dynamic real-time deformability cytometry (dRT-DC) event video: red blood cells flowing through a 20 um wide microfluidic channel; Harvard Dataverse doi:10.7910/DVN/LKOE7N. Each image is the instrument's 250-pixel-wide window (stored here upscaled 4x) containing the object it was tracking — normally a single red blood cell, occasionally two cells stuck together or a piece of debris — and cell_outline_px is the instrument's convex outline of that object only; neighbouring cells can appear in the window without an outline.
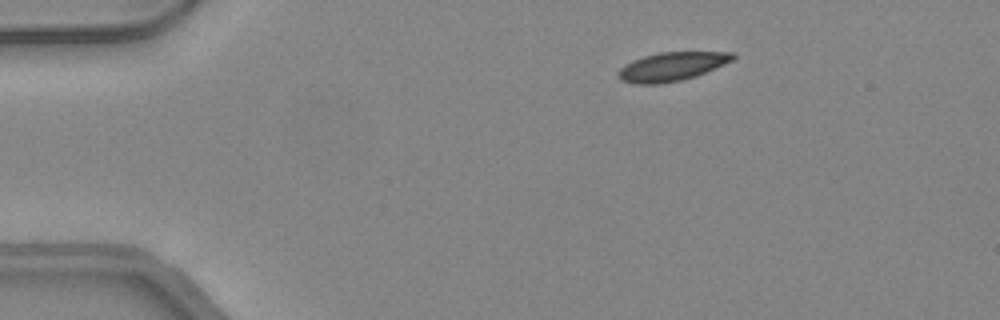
{"species": "common noctule bat (a hibernating species)", "species_latin": "Nyctalus noctula", "temperature_condition": "warm", "stored_images_in_passage": 41, "camera_frame_rate_fps": 3000, "um_per_image_px": 0.085, "animal": {"sex": "female", "body_mass_g": 24.6, "forearm_length_mm": 56.2}, "frame": {"image": 1, "passage_image": 1, "time_ms": 0.0, "image_size_px": [1000, 320], "cell_outline_px": [[736, 56], [732, 60], [724, 64], [696, 76], [680, 80], [660, 84], [636, 84], [620, 80], [616, 76], [616, 72], [624, 64], [632, 60], [644, 56], [660, 52], [736, 52]], "centroid_in_image_um": [57.05, 5.66], "position_along_channel_um": 27.9, "area_um2": 19.25}}
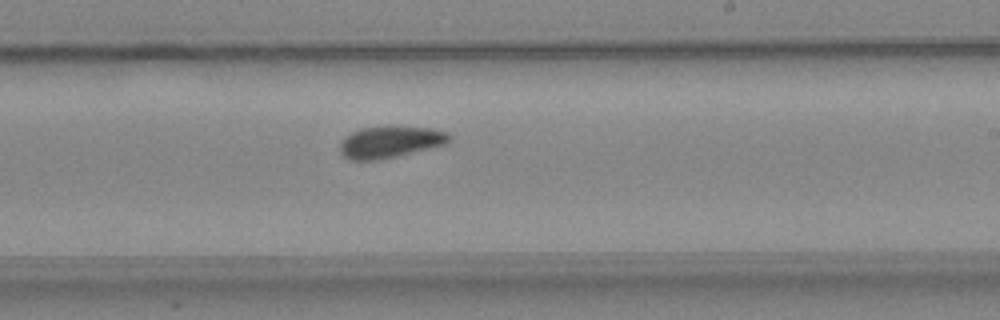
{"frame": {"image": 2, "passage_image": 22, "time_ms": 7.0, "image_size_px": [1000, 320], "cell_outline_px": [[452, 140], [448, 144], [396, 156], [376, 160], [352, 160], [344, 156], [340, 152], [340, 140], [352, 132], [360, 128], [388, 124], [396, 124], [432, 128], [448, 132], [452, 136]], "centroid_in_image_um": [33.21, 12.01], "position_along_channel_um": 255.8, "area_um2": 20.98}}
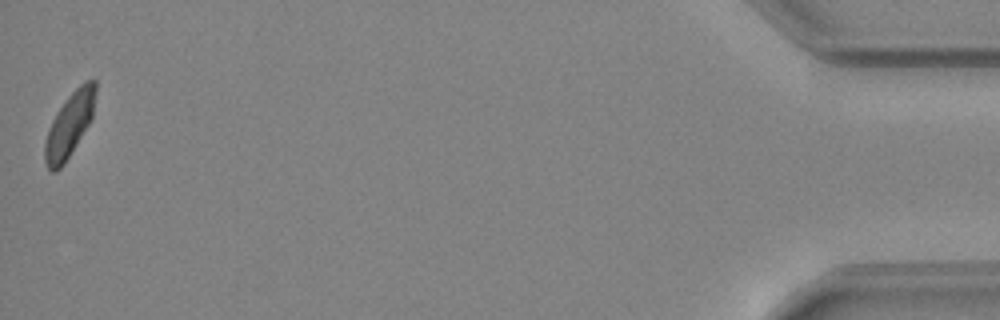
{"frame": {"image": 3, "passage_image": 41, "time_ms": 13.333, "image_size_px": [1000, 320], "cell_outline_px": [[96, 92], [92, 116], [88, 124], [64, 164], [56, 172], [52, 172], [48, 168], [44, 160], [44, 144], [48, 128], [56, 112], [68, 96], [84, 80], [96, 80]], "centroid_in_image_um": [5.88, 10.61], "position_along_channel_um": 429.3, "area_um2": 18.79}, "authors_computed_cell_mechanics": {"area_um2": 20.0566, "velocity_mm_per_s": 4.2395, "shape_relaxation_time_tau1_ms": 3.8096, "shape_relaxation_time_tau2_ms": 2.3998, "deformation_change_tau1": 0.0952, "deformation_change_tau2": 0.0448}}